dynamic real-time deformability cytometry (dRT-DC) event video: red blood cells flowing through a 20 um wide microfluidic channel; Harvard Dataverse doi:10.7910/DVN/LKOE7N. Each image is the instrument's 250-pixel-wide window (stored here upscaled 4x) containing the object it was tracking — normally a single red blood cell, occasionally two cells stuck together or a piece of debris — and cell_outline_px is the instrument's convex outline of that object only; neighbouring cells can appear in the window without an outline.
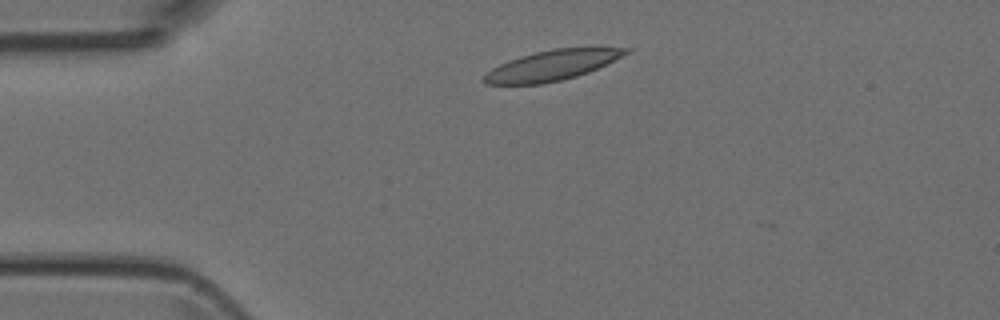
{"species": "Egyptian fruit bat (a non-hibernating species)", "species_latin": "Rousettus aegyptiacus", "temperature_condition": "room temperature", "stored_images_in_passage": 39, "camera_frame_rate_fps": 3000, "um_per_image_px": 0.085, "animal": {"sex": "female"}, "frame": {"image": 1, "passage_image": 1, "time_ms": 0.0, "image_size_px": [1000, 320], "cell_outline_px": [[632, 48], [628, 52], [588, 72], [576, 76], [544, 84], [484, 84], [480, 80], [492, 68], [508, 60], [520, 56], [536, 52], [556, 48], [592, 44]], "centroid_in_image_um": [46.98, 5.5], "position_along_channel_um": 38.0, "area_um2": 25.49}}
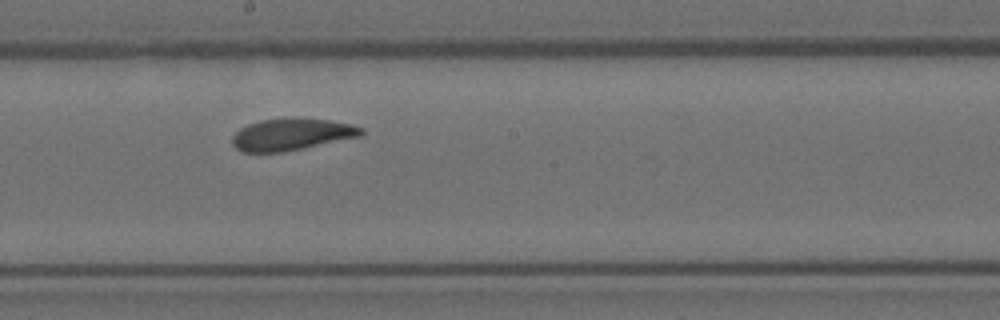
{"frame": {"image": 2, "passage_image": 17, "time_ms": 5.333, "image_size_px": [1000, 320], "cell_outline_px": [[364, 136], [284, 152], [244, 152], [236, 148], [232, 144], [232, 136], [240, 128], [248, 124], [260, 120], [284, 116], [300, 116], [328, 120], [352, 124], [364, 128]], "centroid_in_image_um": [24.82, 11.39], "position_along_channel_um": 223.4, "area_um2": 24.74}}
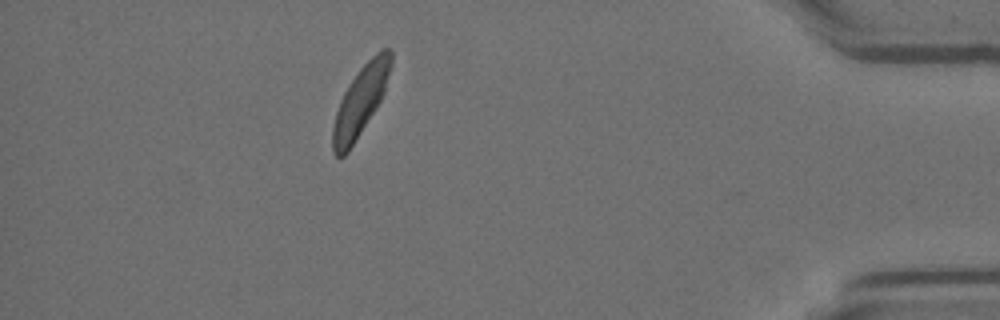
{"frame": {"image": 3, "passage_image": 34, "time_ms": 11.0, "image_size_px": [1000, 320], "cell_outline_px": [[392, 64], [384, 92], [376, 108], [348, 152], [344, 156], [336, 156], [332, 152], [332, 128], [336, 112], [340, 100], [348, 84], [360, 68], [380, 48], [388, 48], [392, 52]], "centroid_in_image_um": [30.63, 8.57], "position_along_channel_um": 404.6, "area_um2": 23.47}}